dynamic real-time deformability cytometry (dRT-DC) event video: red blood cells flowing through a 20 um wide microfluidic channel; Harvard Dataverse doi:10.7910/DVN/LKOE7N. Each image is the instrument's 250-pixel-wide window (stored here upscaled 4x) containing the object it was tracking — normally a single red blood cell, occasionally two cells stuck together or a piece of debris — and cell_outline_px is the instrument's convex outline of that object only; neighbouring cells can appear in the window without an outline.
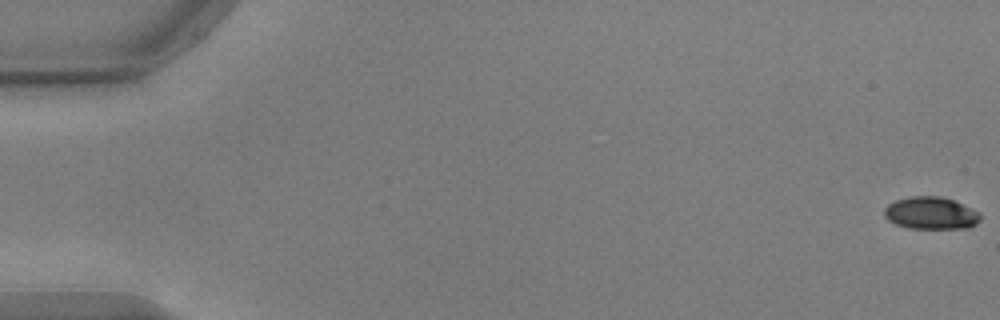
{"species": "common noctule bat (a hibernating species)", "species_latin": "Nyctalus noctula", "temperature_condition": "warm", "stored_images_in_passage": 55, "camera_frame_rate_fps": 3000, "um_per_image_px": 0.085, "animal": {"sex": "male", "body_mass_g": 17.9, "forearm_length_mm": 54.2}, "frame": {"image": 1, "passage_image": 1, "time_ms": 0.0, "image_size_px": [1000, 320], "cell_outline_px": [[980, 220], [976, 224], [968, 228], [908, 228], [896, 224], [888, 220], [884, 216], [884, 208], [888, 204], [896, 200], [912, 196], [940, 196], [952, 200], [972, 208], [980, 212]], "centroid_in_image_um": [79.12, 18.11], "position_along_channel_um": 5.9, "area_um2": 18.09}}
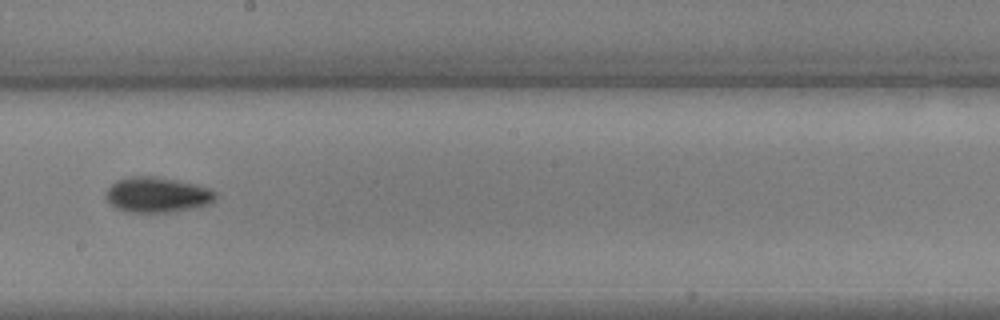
{"frame": {"image": 2, "passage_image": 32, "time_ms": 10.333, "image_size_px": [1000, 320], "cell_outline_px": [[216, 200], [212, 204], [196, 208], [172, 212], [128, 212], [116, 208], [104, 196], [108, 188], [116, 180], [128, 176], [156, 176], [196, 184], [208, 188], [216, 192]], "centroid_in_image_um": [13.39, 16.56], "position_along_channel_um": 234.8, "area_um2": 22.83}}
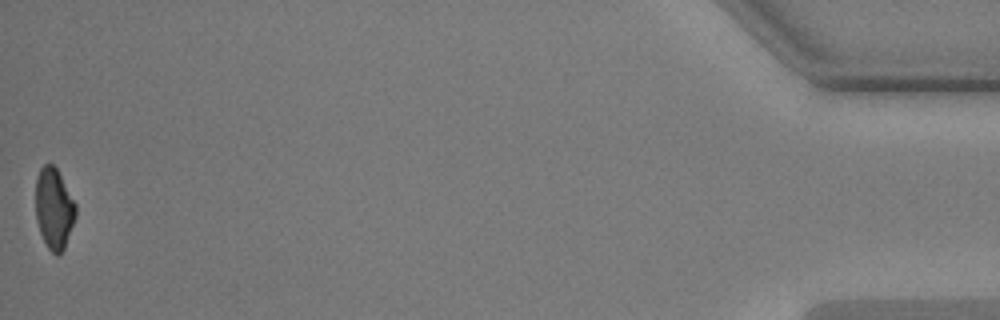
{"frame": {"image": 3, "passage_image": 55, "time_ms": 18.0, "image_size_px": [1000, 320], "cell_outline_px": [[76, 216], [64, 248], [56, 256], [48, 248], [40, 232], [36, 216], [36, 176], [40, 168], [44, 164], [52, 164], [56, 168], [76, 204]], "centroid_in_image_um": [4.58, 17.71], "position_along_channel_um": 430.6, "area_um2": 18.67}, "authors_computed_cell_mechanics": {"area_um2": 20.1144, "velocity_mm_per_s": 3.7529, "shape_relaxation_time_tau1_ms": 2.4058, "shape_relaxation_time_tau2_ms": 7.8103, "deformation_change_tau1": 0.1266, "deformation_change_tau2": 0.1069}}